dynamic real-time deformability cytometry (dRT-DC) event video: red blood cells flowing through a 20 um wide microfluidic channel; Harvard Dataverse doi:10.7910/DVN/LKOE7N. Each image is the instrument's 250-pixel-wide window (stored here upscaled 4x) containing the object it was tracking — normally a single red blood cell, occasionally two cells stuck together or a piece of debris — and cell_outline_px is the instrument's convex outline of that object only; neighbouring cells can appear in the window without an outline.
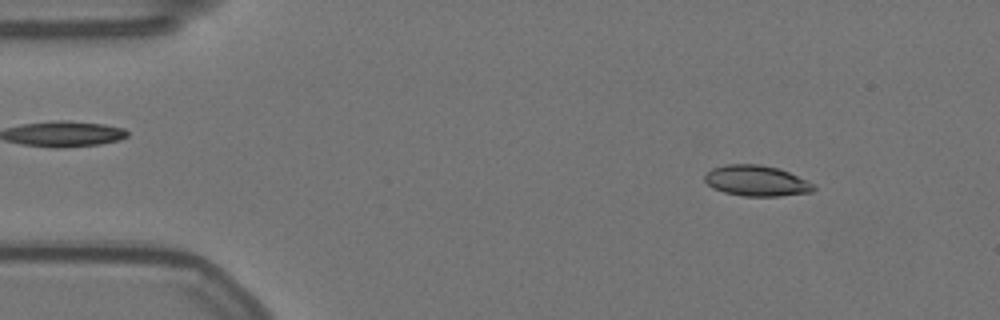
{"species": "Egyptian fruit bat (a non-hibernating species)", "species_latin": "Rousettus aegyptiacus", "temperature_condition": "warm", "stored_images_in_passage": 55, "camera_frame_rate_fps": 3000, "um_per_image_px": 0.085, "animal": {"sex": "female"}, "frame": {"image": 1, "passage_image": 5, "time_ms": 1.333, "image_size_px": [1000, 320], "cell_outline_px": [[816, 188], [812, 192], [780, 196], [744, 196], [724, 192], [712, 188], [704, 180], [704, 176], [712, 168], [724, 164], [760, 164], [780, 168], [812, 184]], "centroid_in_image_um": [64.26, 15.36], "position_along_channel_um": 20.7, "area_um2": 19.42}}
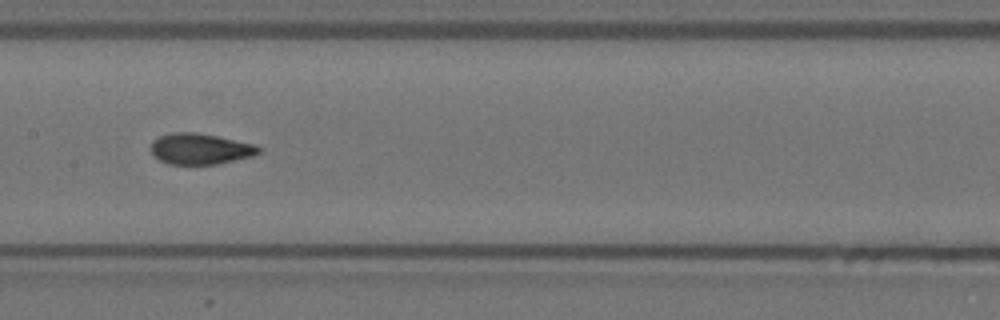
{"frame": {"image": 2, "passage_image": 26, "time_ms": 8.333, "image_size_px": [1000, 320], "cell_outline_px": [[260, 152], [252, 156], [216, 164], [168, 164], [152, 156], [152, 140], [160, 136], [172, 132], [196, 132], [256, 144], [260, 148]], "centroid_in_image_um": [17.0, 12.65], "position_along_channel_um": 190.4, "area_um2": 19.36}}
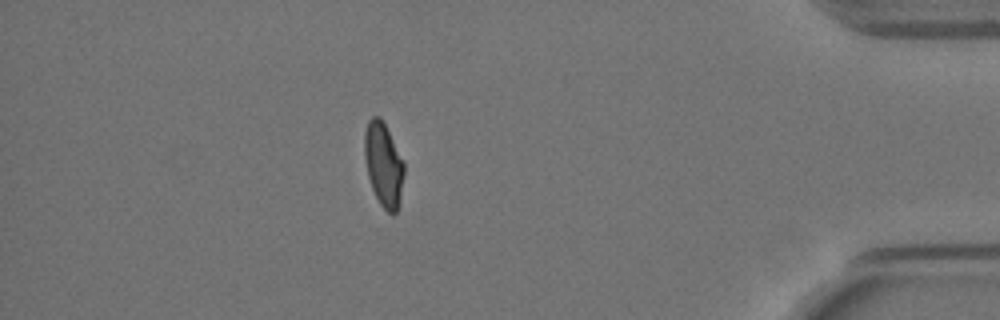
{"frame": {"image": 3, "passage_image": 48, "time_ms": 15.667, "image_size_px": [1000, 320], "cell_outline_px": [[404, 172], [400, 196], [396, 212], [392, 216], [380, 204], [372, 188], [368, 176], [364, 156], [364, 132], [368, 120], [372, 116], [380, 116], [404, 160]], "centroid_in_image_um": [32.59, 13.95], "position_along_channel_um": 402.6, "area_um2": 19.31}, "authors_computed_cell_mechanics": {"area_um2": 19.7098, "velocity_mm_per_s": 3.5335, "shape_relaxation_time_tau1_ms": 10.4114, "shape_relaxation_time_tau2_ms": 1.0656, "deformation_change_tau1": 0.2631, "deformation_change_tau2": 0.0642}}